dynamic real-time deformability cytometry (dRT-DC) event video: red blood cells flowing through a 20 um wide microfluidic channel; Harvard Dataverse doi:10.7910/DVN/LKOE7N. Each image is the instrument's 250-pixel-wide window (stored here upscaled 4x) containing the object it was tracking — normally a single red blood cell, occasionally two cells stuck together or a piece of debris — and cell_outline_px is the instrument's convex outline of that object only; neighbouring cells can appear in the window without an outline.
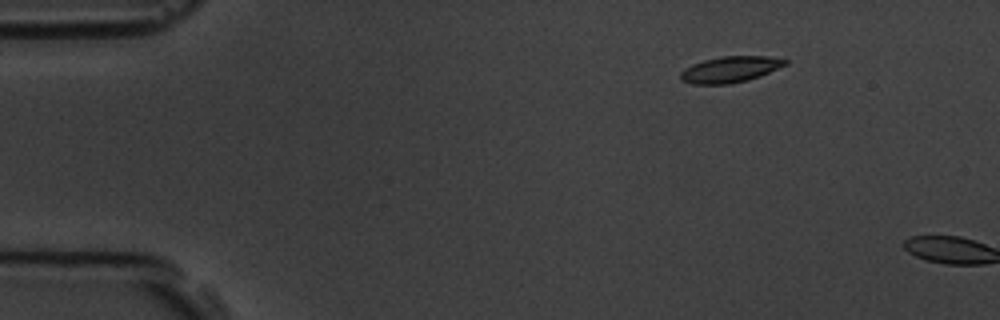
{"species": "common noctule bat (a hibernating species)", "species_latin": "Nyctalus noctula", "temperature_condition": "room temperature", "stored_images_in_passage": 4, "segment_of_instrument_passage": [2, 2], "camera_frame_rate_fps": 3000, "um_per_image_px": 0.085, "animal": {"sex": "male", "body_mass_g": 19.5, "forearm_length_mm": 54.6}, "frame": {"image": 1, "passage_image": 4, "time_ms": 4.333, "image_size_px": [1000, 320], "cell_outline_px": [[788, 64], [760, 76], [748, 80], [732, 84], [692, 84], [680, 80], [680, 72], [684, 68], [692, 64], [704, 60], [720, 56], [768, 56], [788, 60]], "centroid_in_image_um": [62.05, 5.9], "position_along_channel_um": 22.9, "area_um2": 16.07}}